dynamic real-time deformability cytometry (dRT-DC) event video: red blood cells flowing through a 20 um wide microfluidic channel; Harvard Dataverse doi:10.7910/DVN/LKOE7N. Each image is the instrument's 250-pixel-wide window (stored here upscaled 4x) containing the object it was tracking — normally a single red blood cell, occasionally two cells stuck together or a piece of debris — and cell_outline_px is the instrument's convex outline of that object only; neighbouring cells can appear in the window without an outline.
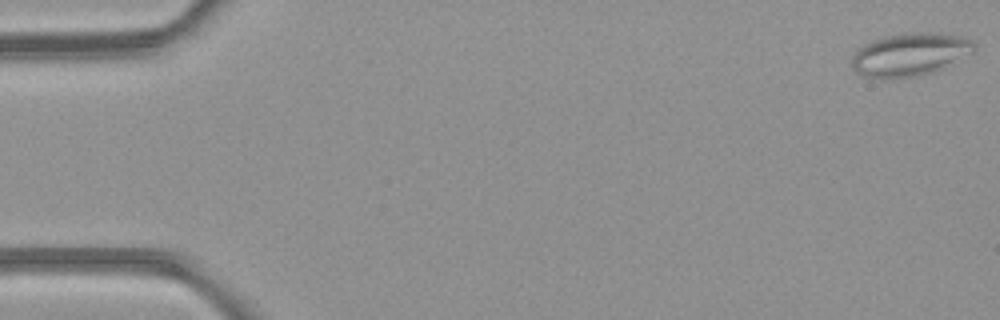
{"species": "common noctule bat (a hibernating species)", "species_latin": "Nyctalus noctula", "temperature_condition": "room temperature", "stored_images_in_passage": 49, "camera_frame_rate_fps": 3000, "um_per_image_px": 0.085, "animal": {"sex": "female", "body_mass_g": 21.9}, "frame": {"image": 1, "passage_image": 1, "time_ms": 0.0, "image_size_px": [1000, 320], "cell_outline_px": [[976, 52], [932, 72], [916, 76], [880, 80], [860, 76], [852, 68], [852, 56], [864, 44], [872, 40], [888, 36], [908, 32], [940, 32], [964, 36], [972, 40], [976, 44]], "centroid_in_image_um": [77.36, 4.63], "position_along_channel_um": 7.6, "area_um2": 31.21}}
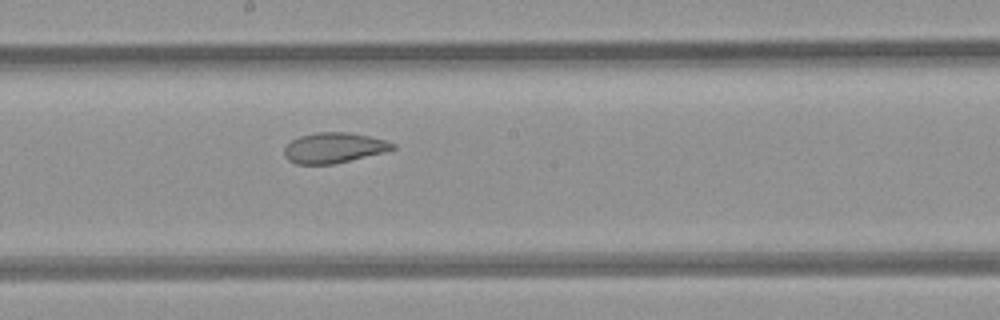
{"frame": {"image": 2, "passage_image": 27, "time_ms": 8.667, "image_size_px": [1000, 320], "cell_outline_px": [[396, 148], [384, 152], [332, 164], [296, 164], [288, 160], [284, 156], [284, 148], [292, 140], [300, 136], [316, 132], [348, 132], [388, 140], [396, 144]], "centroid_in_image_um": [28.38, 12.56], "position_along_channel_um": 219.8, "area_um2": 19.13}}
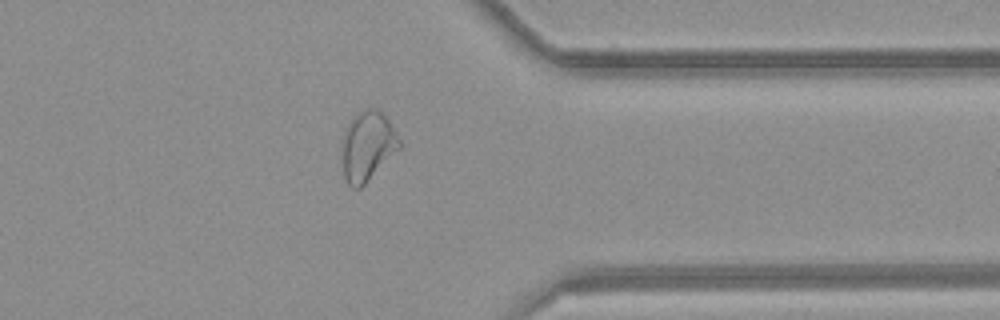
{"frame": {"image": 3, "passage_image": 39, "time_ms": 12.667, "image_size_px": [1000, 320], "cell_outline_px": [[404, 144], [360, 188], [352, 188], [348, 184], [344, 176], [340, 156], [344, 128], [356, 112], [364, 108], [376, 108], [388, 120]], "centroid_in_image_um": [31.2, 12.4], "position_along_channel_um": 380.2, "area_um2": 23.64}, "authors_computed_cell_mechanics": {"area_um2": 25.0852, "velocity_mm_per_s": 4.2451, "shape_relaxation_time_tau1_ms": null, "shape_relaxation_time_tau2_ms": 1.7542, "deformation_change_tau1": null, "deformation_change_tau2": 0.0894}}